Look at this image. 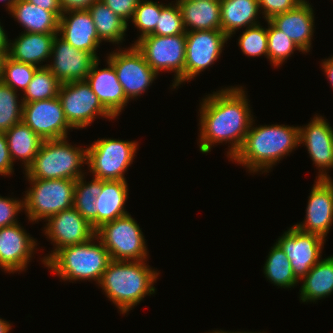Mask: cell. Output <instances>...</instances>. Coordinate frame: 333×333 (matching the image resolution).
Wrapping results in <instances>:
<instances>
[{"instance_id":"6da1fadb","label":"cell","mask_w":333,"mask_h":333,"mask_svg":"<svg viewBox=\"0 0 333 333\" xmlns=\"http://www.w3.org/2000/svg\"><path fill=\"white\" fill-rule=\"evenodd\" d=\"M243 87H228L202 99L200 106L199 149L208 153L217 143H230L227 156L240 150L253 121Z\"/></svg>"},{"instance_id":"7a4b0ae2","label":"cell","mask_w":333,"mask_h":333,"mask_svg":"<svg viewBox=\"0 0 333 333\" xmlns=\"http://www.w3.org/2000/svg\"><path fill=\"white\" fill-rule=\"evenodd\" d=\"M253 122L243 145L231 159L247 167L251 173L269 172L272 166L300 146L298 126L272 124L253 127Z\"/></svg>"},{"instance_id":"3957f363","label":"cell","mask_w":333,"mask_h":333,"mask_svg":"<svg viewBox=\"0 0 333 333\" xmlns=\"http://www.w3.org/2000/svg\"><path fill=\"white\" fill-rule=\"evenodd\" d=\"M145 261L111 260L103 272L98 286L122 314L156 291L154 282L160 273L152 270Z\"/></svg>"},{"instance_id":"277c9868","label":"cell","mask_w":333,"mask_h":333,"mask_svg":"<svg viewBox=\"0 0 333 333\" xmlns=\"http://www.w3.org/2000/svg\"><path fill=\"white\" fill-rule=\"evenodd\" d=\"M110 261L108 250L95 235L87 242L61 248L43 264L64 281L94 280L99 284Z\"/></svg>"},{"instance_id":"5b68a950","label":"cell","mask_w":333,"mask_h":333,"mask_svg":"<svg viewBox=\"0 0 333 333\" xmlns=\"http://www.w3.org/2000/svg\"><path fill=\"white\" fill-rule=\"evenodd\" d=\"M83 164H87V147L72 146L67 138L44 140L25 174L27 179L77 180L85 175Z\"/></svg>"},{"instance_id":"8992f818","label":"cell","mask_w":333,"mask_h":333,"mask_svg":"<svg viewBox=\"0 0 333 333\" xmlns=\"http://www.w3.org/2000/svg\"><path fill=\"white\" fill-rule=\"evenodd\" d=\"M32 186L25 192L24 209L31 222L48 219L73 207L76 180L27 179Z\"/></svg>"},{"instance_id":"52a82bcc","label":"cell","mask_w":333,"mask_h":333,"mask_svg":"<svg viewBox=\"0 0 333 333\" xmlns=\"http://www.w3.org/2000/svg\"><path fill=\"white\" fill-rule=\"evenodd\" d=\"M95 235L108 250L111 260H147L144 234L129 214L104 223L96 229Z\"/></svg>"},{"instance_id":"ba28073f","label":"cell","mask_w":333,"mask_h":333,"mask_svg":"<svg viewBox=\"0 0 333 333\" xmlns=\"http://www.w3.org/2000/svg\"><path fill=\"white\" fill-rule=\"evenodd\" d=\"M137 141L98 139L87 148V165L93 178L124 180V174L133 162Z\"/></svg>"},{"instance_id":"9c48e42d","label":"cell","mask_w":333,"mask_h":333,"mask_svg":"<svg viewBox=\"0 0 333 333\" xmlns=\"http://www.w3.org/2000/svg\"><path fill=\"white\" fill-rule=\"evenodd\" d=\"M134 45L157 74L161 70L175 73L174 89L184 82L186 33L173 36L149 34L138 38Z\"/></svg>"},{"instance_id":"30bf717a","label":"cell","mask_w":333,"mask_h":333,"mask_svg":"<svg viewBox=\"0 0 333 333\" xmlns=\"http://www.w3.org/2000/svg\"><path fill=\"white\" fill-rule=\"evenodd\" d=\"M58 98L66 120L74 129L89 126L97 116L114 119L86 80L61 83Z\"/></svg>"},{"instance_id":"8fae6325","label":"cell","mask_w":333,"mask_h":333,"mask_svg":"<svg viewBox=\"0 0 333 333\" xmlns=\"http://www.w3.org/2000/svg\"><path fill=\"white\" fill-rule=\"evenodd\" d=\"M107 60L113 65L128 100L141 96L158 75L134 44L128 49L111 52Z\"/></svg>"},{"instance_id":"7c38bea8","label":"cell","mask_w":333,"mask_h":333,"mask_svg":"<svg viewBox=\"0 0 333 333\" xmlns=\"http://www.w3.org/2000/svg\"><path fill=\"white\" fill-rule=\"evenodd\" d=\"M228 39L222 30L186 32L184 82H189L212 65L219 58Z\"/></svg>"},{"instance_id":"4fadbf2b","label":"cell","mask_w":333,"mask_h":333,"mask_svg":"<svg viewBox=\"0 0 333 333\" xmlns=\"http://www.w3.org/2000/svg\"><path fill=\"white\" fill-rule=\"evenodd\" d=\"M22 121L43 140L68 138V129H73L65 118L58 96L23 103Z\"/></svg>"},{"instance_id":"5bb4252c","label":"cell","mask_w":333,"mask_h":333,"mask_svg":"<svg viewBox=\"0 0 333 333\" xmlns=\"http://www.w3.org/2000/svg\"><path fill=\"white\" fill-rule=\"evenodd\" d=\"M325 240L320 235L303 232L295 226L290 227L278 238L277 243L290 260L293 273L300 282L321 260Z\"/></svg>"},{"instance_id":"9a60e30c","label":"cell","mask_w":333,"mask_h":333,"mask_svg":"<svg viewBox=\"0 0 333 333\" xmlns=\"http://www.w3.org/2000/svg\"><path fill=\"white\" fill-rule=\"evenodd\" d=\"M45 221H48L44 227L45 235L54 243L55 249L43 257L44 263L61 248L87 242L96 233L92 225L74 207L60 211Z\"/></svg>"},{"instance_id":"2e32d148","label":"cell","mask_w":333,"mask_h":333,"mask_svg":"<svg viewBox=\"0 0 333 333\" xmlns=\"http://www.w3.org/2000/svg\"><path fill=\"white\" fill-rule=\"evenodd\" d=\"M52 64H45L61 83L85 80L97 58L89 52L79 50L58 34L52 46Z\"/></svg>"},{"instance_id":"e0dca14e","label":"cell","mask_w":333,"mask_h":333,"mask_svg":"<svg viewBox=\"0 0 333 333\" xmlns=\"http://www.w3.org/2000/svg\"><path fill=\"white\" fill-rule=\"evenodd\" d=\"M302 143L319 169L316 179H330L326 172L333 168V128L330 124L316 115L307 126H299V144Z\"/></svg>"},{"instance_id":"ac0fdd59","label":"cell","mask_w":333,"mask_h":333,"mask_svg":"<svg viewBox=\"0 0 333 333\" xmlns=\"http://www.w3.org/2000/svg\"><path fill=\"white\" fill-rule=\"evenodd\" d=\"M308 198L305 220L294 226L303 232L326 238L333 224L332 178L316 179Z\"/></svg>"},{"instance_id":"d6986e66","label":"cell","mask_w":333,"mask_h":333,"mask_svg":"<svg viewBox=\"0 0 333 333\" xmlns=\"http://www.w3.org/2000/svg\"><path fill=\"white\" fill-rule=\"evenodd\" d=\"M36 244L18 223L0 228L1 269L9 273L25 270Z\"/></svg>"},{"instance_id":"ffe728a7","label":"cell","mask_w":333,"mask_h":333,"mask_svg":"<svg viewBox=\"0 0 333 333\" xmlns=\"http://www.w3.org/2000/svg\"><path fill=\"white\" fill-rule=\"evenodd\" d=\"M58 33L73 47L92 53L98 59L96 50L101 41L87 9L64 11L59 18Z\"/></svg>"},{"instance_id":"44dd1931","label":"cell","mask_w":333,"mask_h":333,"mask_svg":"<svg viewBox=\"0 0 333 333\" xmlns=\"http://www.w3.org/2000/svg\"><path fill=\"white\" fill-rule=\"evenodd\" d=\"M99 58L93 63L85 79L92 91L97 95L104 108L116 118L128 103L124 90L118 81L113 65L107 60L108 67L98 69Z\"/></svg>"},{"instance_id":"7402d4cb","label":"cell","mask_w":333,"mask_h":333,"mask_svg":"<svg viewBox=\"0 0 333 333\" xmlns=\"http://www.w3.org/2000/svg\"><path fill=\"white\" fill-rule=\"evenodd\" d=\"M269 21L294 41L304 53L309 52L315 27L310 3L304 0L294 9L278 14Z\"/></svg>"},{"instance_id":"603a6c76","label":"cell","mask_w":333,"mask_h":333,"mask_svg":"<svg viewBox=\"0 0 333 333\" xmlns=\"http://www.w3.org/2000/svg\"><path fill=\"white\" fill-rule=\"evenodd\" d=\"M57 34L24 32L15 41L10 40L7 55L15 61L45 67L39 63L51 59L53 41Z\"/></svg>"},{"instance_id":"cb8c5ba5","label":"cell","mask_w":333,"mask_h":333,"mask_svg":"<svg viewBox=\"0 0 333 333\" xmlns=\"http://www.w3.org/2000/svg\"><path fill=\"white\" fill-rule=\"evenodd\" d=\"M176 2L179 5L186 32L221 30L220 0H176Z\"/></svg>"},{"instance_id":"d4e9b609","label":"cell","mask_w":333,"mask_h":333,"mask_svg":"<svg viewBox=\"0 0 333 333\" xmlns=\"http://www.w3.org/2000/svg\"><path fill=\"white\" fill-rule=\"evenodd\" d=\"M128 185L124 180H102V191L96 197L97 228L106 222L129 214L124 208L128 198Z\"/></svg>"},{"instance_id":"484cf974","label":"cell","mask_w":333,"mask_h":333,"mask_svg":"<svg viewBox=\"0 0 333 333\" xmlns=\"http://www.w3.org/2000/svg\"><path fill=\"white\" fill-rule=\"evenodd\" d=\"M221 30L230 38L235 31L259 24L258 0H220Z\"/></svg>"},{"instance_id":"4316f807","label":"cell","mask_w":333,"mask_h":333,"mask_svg":"<svg viewBox=\"0 0 333 333\" xmlns=\"http://www.w3.org/2000/svg\"><path fill=\"white\" fill-rule=\"evenodd\" d=\"M28 33H58L59 19L48 10L29 3L16 0L9 11Z\"/></svg>"},{"instance_id":"83f0119b","label":"cell","mask_w":333,"mask_h":333,"mask_svg":"<svg viewBox=\"0 0 333 333\" xmlns=\"http://www.w3.org/2000/svg\"><path fill=\"white\" fill-rule=\"evenodd\" d=\"M300 300L317 302L333 293V255L317 262L301 279Z\"/></svg>"},{"instance_id":"f1b7e54d","label":"cell","mask_w":333,"mask_h":333,"mask_svg":"<svg viewBox=\"0 0 333 333\" xmlns=\"http://www.w3.org/2000/svg\"><path fill=\"white\" fill-rule=\"evenodd\" d=\"M5 135L12 162L18 158V160L24 162L22 164L26 171L33 163L44 140L23 121L7 130Z\"/></svg>"},{"instance_id":"f546056e","label":"cell","mask_w":333,"mask_h":333,"mask_svg":"<svg viewBox=\"0 0 333 333\" xmlns=\"http://www.w3.org/2000/svg\"><path fill=\"white\" fill-rule=\"evenodd\" d=\"M87 10L94 21L101 42L119 44L125 40L128 23L117 16L102 0H96Z\"/></svg>"},{"instance_id":"4dcf8cb0","label":"cell","mask_w":333,"mask_h":333,"mask_svg":"<svg viewBox=\"0 0 333 333\" xmlns=\"http://www.w3.org/2000/svg\"><path fill=\"white\" fill-rule=\"evenodd\" d=\"M267 257L263 267L267 280L281 288H291L298 284L299 280L293 273L290 260L277 242Z\"/></svg>"},{"instance_id":"1f68e13d","label":"cell","mask_w":333,"mask_h":333,"mask_svg":"<svg viewBox=\"0 0 333 333\" xmlns=\"http://www.w3.org/2000/svg\"><path fill=\"white\" fill-rule=\"evenodd\" d=\"M81 176L75 182L73 207L97 229V212L95 201L102 191V180L93 178L91 182L84 181Z\"/></svg>"},{"instance_id":"d6a6232c","label":"cell","mask_w":333,"mask_h":333,"mask_svg":"<svg viewBox=\"0 0 333 333\" xmlns=\"http://www.w3.org/2000/svg\"><path fill=\"white\" fill-rule=\"evenodd\" d=\"M60 86L61 82L47 67L38 68L20 100L31 103L52 99L58 96Z\"/></svg>"},{"instance_id":"836d02e7","label":"cell","mask_w":333,"mask_h":333,"mask_svg":"<svg viewBox=\"0 0 333 333\" xmlns=\"http://www.w3.org/2000/svg\"><path fill=\"white\" fill-rule=\"evenodd\" d=\"M267 23L268 59L273 66L283 64L295 50L304 53L283 31L277 29L269 20Z\"/></svg>"},{"instance_id":"e575fe53","label":"cell","mask_w":333,"mask_h":333,"mask_svg":"<svg viewBox=\"0 0 333 333\" xmlns=\"http://www.w3.org/2000/svg\"><path fill=\"white\" fill-rule=\"evenodd\" d=\"M17 91L0 80V132H6L22 121L23 102H18Z\"/></svg>"},{"instance_id":"d590c367","label":"cell","mask_w":333,"mask_h":333,"mask_svg":"<svg viewBox=\"0 0 333 333\" xmlns=\"http://www.w3.org/2000/svg\"><path fill=\"white\" fill-rule=\"evenodd\" d=\"M38 68L31 64L15 61L6 55L3 61L1 81L16 91L19 88L24 92Z\"/></svg>"},{"instance_id":"8d00e7d4","label":"cell","mask_w":333,"mask_h":333,"mask_svg":"<svg viewBox=\"0 0 333 333\" xmlns=\"http://www.w3.org/2000/svg\"><path fill=\"white\" fill-rule=\"evenodd\" d=\"M238 45L248 57L265 55L268 59L267 28L260 24L246 28L239 37Z\"/></svg>"},{"instance_id":"74e56055","label":"cell","mask_w":333,"mask_h":333,"mask_svg":"<svg viewBox=\"0 0 333 333\" xmlns=\"http://www.w3.org/2000/svg\"><path fill=\"white\" fill-rule=\"evenodd\" d=\"M172 4L164 5L161 3V13L152 35L173 36L186 33L179 5L177 2L175 5Z\"/></svg>"},{"instance_id":"f35d334b","label":"cell","mask_w":333,"mask_h":333,"mask_svg":"<svg viewBox=\"0 0 333 333\" xmlns=\"http://www.w3.org/2000/svg\"><path fill=\"white\" fill-rule=\"evenodd\" d=\"M161 13V4L152 0H141L136 7L132 23L139 29V38L151 34L158 23Z\"/></svg>"},{"instance_id":"ab89813d","label":"cell","mask_w":333,"mask_h":333,"mask_svg":"<svg viewBox=\"0 0 333 333\" xmlns=\"http://www.w3.org/2000/svg\"><path fill=\"white\" fill-rule=\"evenodd\" d=\"M24 210V199L0 196V228L18 223L16 215Z\"/></svg>"},{"instance_id":"60d3db41","label":"cell","mask_w":333,"mask_h":333,"mask_svg":"<svg viewBox=\"0 0 333 333\" xmlns=\"http://www.w3.org/2000/svg\"><path fill=\"white\" fill-rule=\"evenodd\" d=\"M304 0H258L259 9L262 10L264 19L270 20L272 17L288 12L297 7Z\"/></svg>"},{"instance_id":"b9f144b4","label":"cell","mask_w":333,"mask_h":333,"mask_svg":"<svg viewBox=\"0 0 333 333\" xmlns=\"http://www.w3.org/2000/svg\"><path fill=\"white\" fill-rule=\"evenodd\" d=\"M141 0H102L117 16L126 23L132 19L136 7Z\"/></svg>"},{"instance_id":"7bdbcfd3","label":"cell","mask_w":333,"mask_h":333,"mask_svg":"<svg viewBox=\"0 0 333 333\" xmlns=\"http://www.w3.org/2000/svg\"><path fill=\"white\" fill-rule=\"evenodd\" d=\"M13 162L10 157L7 138L4 132H0V174L9 176L14 172Z\"/></svg>"},{"instance_id":"ee69618b","label":"cell","mask_w":333,"mask_h":333,"mask_svg":"<svg viewBox=\"0 0 333 333\" xmlns=\"http://www.w3.org/2000/svg\"><path fill=\"white\" fill-rule=\"evenodd\" d=\"M26 1L36 6H39L45 10L51 11L58 19L63 13L59 0H26Z\"/></svg>"},{"instance_id":"f6af8a7d","label":"cell","mask_w":333,"mask_h":333,"mask_svg":"<svg viewBox=\"0 0 333 333\" xmlns=\"http://www.w3.org/2000/svg\"><path fill=\"white\" fill-rule=\"evenodd\" d=\"M61 8L64 11L88 9L89 6L96 0H59Z\"/></svg>"},{"instance_id":"bcb514c9","label":"cell","mask_w":333,"mask_h":333,"mask_svg":"<svg viewBox=\"0 0 333 333\" xmlns=\"http://www.w3.org/2000/svg\"><path fill=\"white\" fill-rule=\"evenodd\" d=\"M321 67L326 73L327 79L330 81L333 88V56L322 61Z\"/></svg>"},{"instance_id":"7dc6e473","label":"cell","mask_w":333,"mask_h":333,"mask_svg":"<svg viewBox=\"0 0 333 333\" xmlns=\"http://www.w3.org/2000/svg\"><path fill=\"white\" fill-rule=\"evenodd\" d=\"M9 39L0 22V49H8Z\"/></svg>"},{"instance_id":"c3c4849f","label":"cell","mask_w":333,"mask_h":333,"mask_svg":"<svg viewBox=\"0 0 333 333\" xmlns=\"http://www.w3.org/2000/svg\"><path fill=\"white\" fill-rule=\"evenodd\" d=\"M11 325L8 321L0 318V333H9Z\"/></svg>"},{"instance_id":"681fc988","label":"cell","mask_w":333,"mask_h":333,"mask_svg":"<svg viewBox=\"0 0 333 333\" xmlns=\"http://www.w3.org/2000/svg\"><path fill=\"white\" fill-rule=\"evenodd\" d=\"M7 52H8V49H0V80L2 77L3 61L7 55Z\"/></svg>"},{"instance_id":"f907efd6","label":"cell","mask_w":333,"mask_h":333,"mask_svg":"<svg viewBox=\"0 0 333 333\" xmlns=\"http://www.w3.org/2000/svg\"><path fill=\"white\" fill-rule=\"evenodd\" d=\"M1 2L2 1H8V2H6V5H7V9H8V11H10L11 10V8H12V6H13V4H14V2L16 1V0H0Z\"/></svg>"},{"instance_id":"816d5d0a","label":"cell","mask_w":333,"mask_h":333,"mask_svg":"<svg viewBox=\"0 0 333 333\" xmlns=\"http://www.w3.org/2000/svg\"><path fill=\"white\" fill-rule=\"evenodd\" d=\"M211 333H253V332H245V331H244V332H239V331H238V332H231V331H230V332H228V331L226 332V331H222V330H220V331H213V332H211ZM256 333H257V332H256ZM260 333H261V332H260Z\"/></svg>"}]
</instances>
